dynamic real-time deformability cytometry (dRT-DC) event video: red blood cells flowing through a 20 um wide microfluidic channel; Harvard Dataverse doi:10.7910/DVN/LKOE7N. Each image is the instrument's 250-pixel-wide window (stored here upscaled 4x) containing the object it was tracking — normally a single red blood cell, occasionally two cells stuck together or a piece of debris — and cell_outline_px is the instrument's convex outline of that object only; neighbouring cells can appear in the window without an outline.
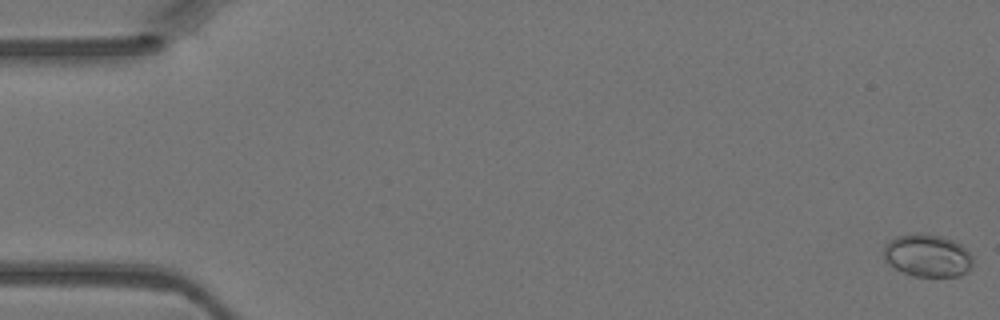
{"species": "Egyptian fruit bat (a non-hibernating species)", "species_latin": "Rousettus aegyptiacus", "temperature_condition": "warm", "stored_images_in_passage": 4, "camera_frame_rate_fps": 3000, "um_per_image_px": 0.085, "animal": {"sex": "female"}, "frame": {"image": 1, "passage_image": 1, "time_ms": 0.0, "image_size_px": [1000, 320], "cell_outline_px": [[972, 268], [968, 272], [960, 276], [912, 276], [888, 264], [884, 260], [884, 248], [888, 240], [896, 236], [920, 232], [940, 236], [952, 240], [960, 244], [972, 256]], "centroid_in_image_um": [78.83, 21.72], "position_along_channel_um": 6.2, "area_um2": 22.25}}